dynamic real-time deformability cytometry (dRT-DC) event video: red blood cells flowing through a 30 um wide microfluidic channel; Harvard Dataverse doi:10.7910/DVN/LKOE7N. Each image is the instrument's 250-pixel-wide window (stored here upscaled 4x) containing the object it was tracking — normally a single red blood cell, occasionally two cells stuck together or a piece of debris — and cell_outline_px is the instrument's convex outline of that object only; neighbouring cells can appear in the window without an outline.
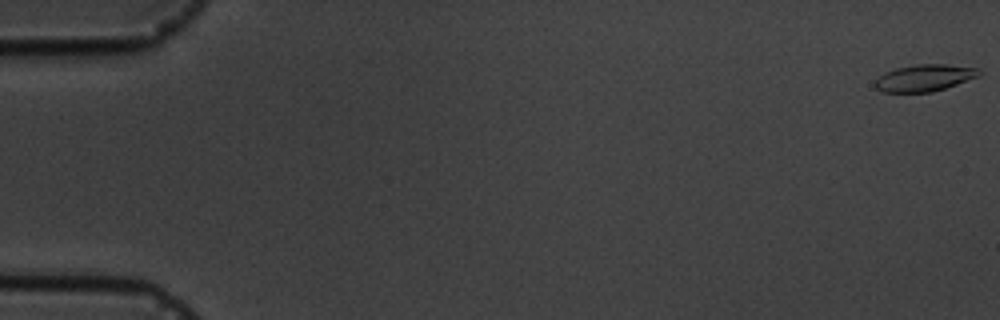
{"species": "common noctule bat (a hibernating species)", "species_latin": "Nyctalus noctula", "temperature_condition": "cold", "stored_images_in_passage": 6, "camera_frame_rate_fps": 3000, "um_per_image_px": 0.085, "animal": {"sex": "male", "body_mass_g": 19.5, "forearm_length_mm": 54.6}, "frame": {"image": 1, "passage_image": 1, "time_ms": 0.0, "image_size_px": [1000, 320], "cell_outline_px": [[980, 76], [932, 92], [880, 92], [872, 84], [884, 72], [896, 68], [916, 64], [944, 64], [980, 68]], "centroid_in_image_um": [78.55, 6.62], "position_along_channel_um": 6.4, "area_um2": 16.3}}